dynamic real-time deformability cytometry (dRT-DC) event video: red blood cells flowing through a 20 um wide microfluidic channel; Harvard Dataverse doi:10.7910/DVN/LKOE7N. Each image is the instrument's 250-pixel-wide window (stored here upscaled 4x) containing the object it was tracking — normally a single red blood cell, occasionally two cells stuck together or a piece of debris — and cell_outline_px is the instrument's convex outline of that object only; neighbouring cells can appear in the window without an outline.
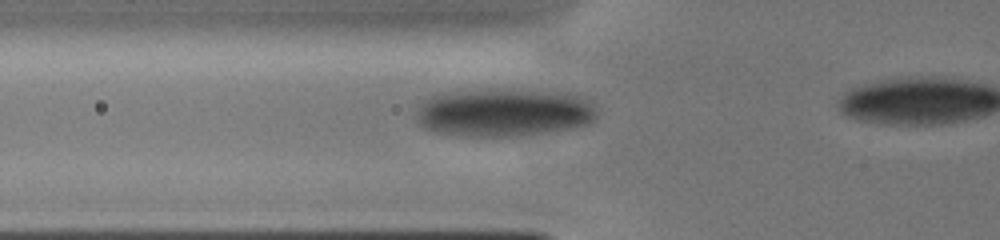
{"species": "human", "species_latin": "Homo sapiens", "temperature_condition": "cold", "stored_images_in_passage": 30, "camera_frame_rate_fps": 3000, "um_per_image_px": 0.085, "donor": {"sex": "male"}, "frame": {"image": 1, "passage_image": 12, "time_ms": 4.667, "image_size_px": [1000, 240], "cell_outline_px": [[596, 116], [588, 124], [572, 128], [548, 132], [520, 136], [456, 136], [436, 132], [424, 128], [416, 120], [416, 112], [420, 104], [424, 100], [432, 96], [456, 88], [520, 88], [568, 92], [592, 104], [596, 108]], "centroid_in_image_um": [42.76, 9.52], "position_along_channel_um": 83.0, "area_um2": 52.19}}
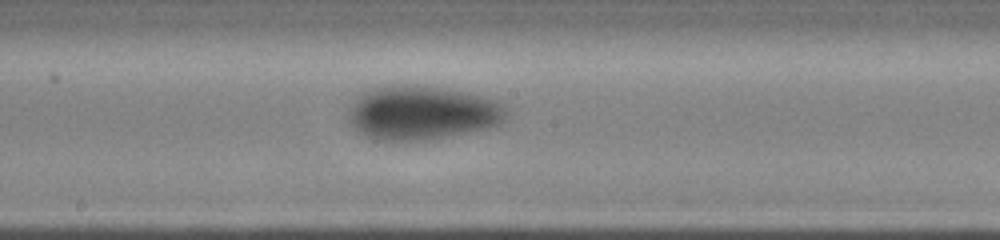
{"frame": {"image": 2, "passage_image": 20, "time_ms": 7.667, "image_size_px": [1000, 240], "cell_outline_px": [[508, 112], [504, 120], [500, 124], [484, 128], [428, 140], [372, 140], [360, 132], [352, 124], [348, 112], [348, 108], [364, 92], [372, 88], [388, 84], [416, 84], [444, 88], [464, 92], [500, 100], [504, 104]], "centroid_in_image_um": [35.88, 9.56], "position_along_channel_um": 212.3, "area_um2": 49.77}}
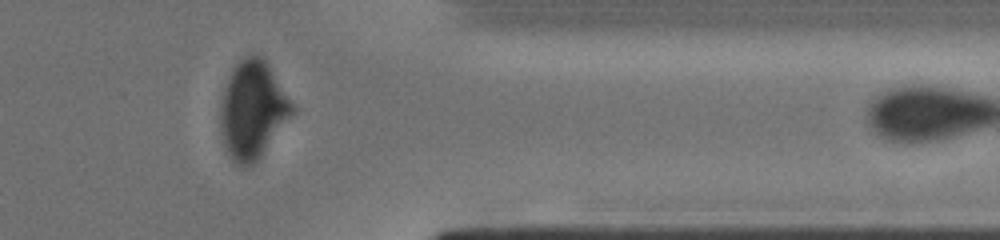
{"frame": {"image": 3, "passage_image": 29, "time_ms": 12.0, "image_size_px": [1000, 240], "cell_outline_px": [[296, 112], [260, 156], [252, 164], [236, 164], [232, 160], [224, 144], [220, 132], [220, 104], [224, 88], [236, 64], [244, 56], [260, 56], [264, 60], [296, 108]], "centroid_in_image_um": [21.47, 9.36], "position_along_channel_um": 389.9, "area_um2": 40.11}}